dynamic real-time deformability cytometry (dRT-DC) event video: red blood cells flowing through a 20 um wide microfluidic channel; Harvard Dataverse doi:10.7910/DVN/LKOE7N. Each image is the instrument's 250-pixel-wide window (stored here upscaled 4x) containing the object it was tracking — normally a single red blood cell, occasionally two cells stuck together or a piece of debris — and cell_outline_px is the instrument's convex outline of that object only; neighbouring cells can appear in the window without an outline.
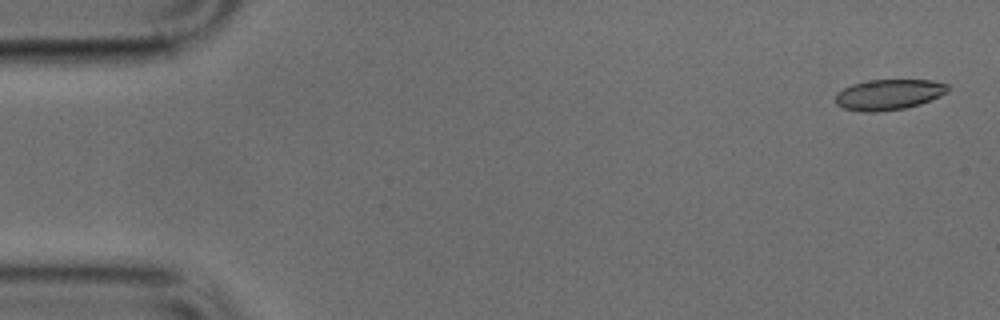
{"species": "common noctule bat (a hibernating species)", "species_latin": "Nyctalus noctula", "temperature_condition": "cold", "stored_images_in_passage": 49, "camera_frame_rate_fps": 3000, "um_per_image_px": 0.085, "animal": {"sex": "male", "body_mass_g": 17.9, "forearm_length_mm": 54.2}, "frame": {"image": 1, "passage_image": 1, "time_ms": 0.0, "image_size_px": [1000, 320], "cell_outline_px": [[948, 92], [940, 96], [920, 104], [904, 108], [876, 112], [860, 112], [844, 108], [836, 104], [836, 96], [844, 88], [852, 84], [868, 80], [932, 80], [948, 84]], "centroid_in_image_um": [75.56, 8.04], "position_along_channel_um": 9.4, "area_um2": 19.94}}
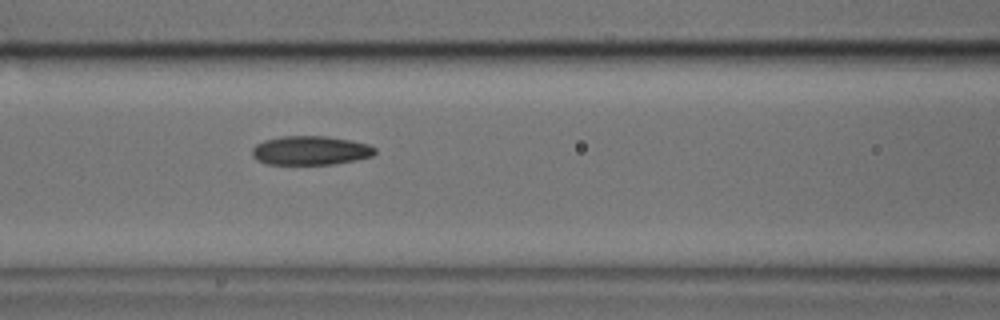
{"frame": {"image": 2, "passage_image": 20, "time_ms": 6.333, "image_size_px": [1000, 320], "cell_outline_px": [[376, 152], [372, 156], [356, 160], [332, 164], [268, 164], [256, 160], [252, 156], [252, 148], [256, 144], [264, 140], [280, 136], [324, 136], [352, 140], [368, 144], [376, 148]], "centroid_in_image_um": [26.38, 12.78], "position_along_channel_um": 140.2, "area_um2": 20.87}}
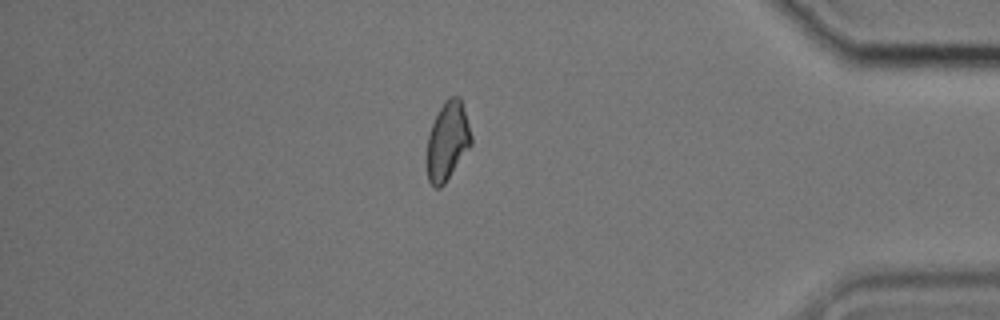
{"frame": {"image": 3, "passage_image": 42, "time_ms": 13.667, "image_size_px": [1000, 320], "cell_outline_px": [[472, 144], [444, 184], [440, 188], [436, 188], [428, 180], [424, 160], [428, 136], [432, 124], [444, 100], [448, 96], [460, 96], [472, 136]], "centroid_in_image_um": [38.0, 12.01], "position_along_channel_um": 397.2, "area_um2": 20.58}}